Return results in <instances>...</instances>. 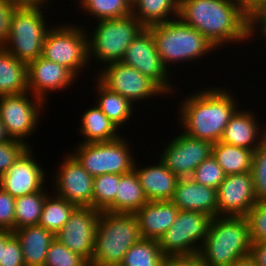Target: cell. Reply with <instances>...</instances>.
Instances as JSON below:
<instances>
[{
  "mask_svg": "<svg viewBox=\"0 0 266 266\" xmlns=\"http://www.w3.org/2000/svg\"><path fill=\"white\" fill-rule=\"evenodd\" d=\"M178 18L198 30L216 49L251 38V14L232 0H179Z\"/></svg>",
  "mask_w": 266,
  "mask_h": 266,
  "instance_id": "1",
  "label": "cell"
},
{
  "mask_svg": "<svg viewBox=\"0 0 266 266\" xmlns=\"http://www.w3.org/2000/svg\"><path fill=\"white\" fill-rule=\"evenodd\" d=\"M188 95L177 110L178 121L185 129L181 132L212 144L219 142L229 120L239 109L235 96L222 86L206 87Z\"/></svg>",
  "mask_w": 266,
  "mask_h": 266,
  "instance_id": "2",
  "label": "cell"
},
{
  "mask_svg": "<svg viewBox=\"0 0 266 266\" xmlns=\"http://www.w3.org/2000/svg\"><path fill=\"white\" fill-rule=\"evenodd\" d=\"M251 244L245 217L216 216L198 255L204 266H229L249 256Z\"/></svg>",
  "mask_w": 266,
  "mask_h": 266,
  "instance_id": "3",
  "label": "cell"
},
{
  "mask_svg": "<svg viewBox=\"0 0 266 266\" xmlns=\"http://www.w3.org/2000/svg\"><path fill=\"white\" fill-rule=\"evenodd\" d=\"M141 238L134 213L101 211L90 266H119L125 253Z\"/></svg>",
  "mask_w": 266,
  "mask_h": 266,
  "instance_id": "4",
  "label": "cell"
},
{
  "mask_svg": "<svg viewBox=\"0 0 266 266\" xmlns=\"http://www.w3.org/2000/svg\"><path fill=\"white\" fill-rule=\"evenodd\" d=\"M146 28L151 32L156 49L169 70L172 67L170 64L174 66L181 61L180 64L199 60L216 49L198 30L180 18Z\"/></svg>",
  "mask_w": 266,
  "mask_h": 266,
  "instance_id": "5",
  "label": "cell"
},
{
  "mask_svg": "<svg viewBox=\"0 0 266 266\" xmlns=\"http://www.w3.org/2000/svg\"><path fill=\"white\" fill-rule=\"evenodd\" d=\"M47 4L19 6L12 11L9 34L2 47L25 64L42 55L46 34L52 27L43 14Z\"/></svg>",
  "mask_w": 266,
  "mask_h": 266,
  "instance_id": "6",
  "label": "cell"
},
{
  "mask_svg": "<svg viewBox=\"0 0 266 266\" xmlns=\"http://www.w3.org/2000/svg\"><path fill=\"white\" fill-rule=\"evenodd\" d=\"M96 24L94 33H88L89 61L95 58L103 66L121 62L127 47L145 28L132 13L121 18L98 20Z\"/></svg>",
  "mask_w": 266,
  "mask_h": 266,
  "instance_id": "7",
  "label": "cell"
},
{
  "mask_svg": "<svg viewBox=\"0 0 266 266\" xmlns=\"http://www.w3.org/2000/svg\"><path fill=\"white\" fill-rule=\"evenodd\" d=\"M122 136L112 141L76 144L77 148L70 154L93 178L103 174H127L134 170L136 158L130 143Z\"/></svg>",
  "mask_w": 266,
  "mask_h": 266,
  "instance_id": "8",
  "label": "cell"
},
{
  "mask_svg": "<svg viewBox=\"0 0 266 266\" xmlns=\"http://www.w3.org/2000/svg\"><path fill=\"white\" fill-rule=\"evenodd\" d=\"M58 24L47 32L41 57L65 66L77 77L90 65L87 31L79 25Z\"/></svg>",
  "mask_w": 266,
  "mask_h": 266,
  "instance_id": "9",
  "label": "cell"
},
{
  "mask_svg": "<svg viewBox=\"0 0 266 266\" xmlns=\"http://www.w3.org/2000/svg\"><path fill=\"white\" fill-rule=\"evenodd\" d=\"M212 219L213 217L199 211L179 210L172 226L158 239L163 255L198 254Z\"/></svg>",
  "mask_w": 266,
  "mask_h": 266,
  "instance_id": "10",
  "label": "cell"
},
{
  "mask_svg": "<svg viewBox=\"0 0 266 266\" xmlns=\"http://www.w3.org/2000/svg\"><path fill=\"white\" fill-rule=\"evenodd\" d=\"M46 104L48 103L29 91L17 95L0 96V119L10 138L22 141L30 147L31 144L26 139H29L37 130L40 116H43L40 113L41 111L44 113L43 107L48 106Z\"/></svg>",
  "mask_w": 266,
  "mask_h": 266,
  "instance_id": "11",
  "label": "cell"
},
{
  "mask_svg": "<svg viewBox=\"0 0 266 266\" xmlns=\"http://www.w3.org/2000/svg\"><path fill=\"white\" fill-rule=\"evenodd\" d=\"M100 68L101 71L98 70L95 77L111 91L119 93L133 104L167 95L153 80L127 64L114 62Z\"/></svg>",
  "mask_w": 266,
  "mask_h": 266,
  "instance_id": "12",
  "label": "cell"
},
{
  "mask_svg": "<svg viewBox=\"0 0 266 266\" xmlns=\"http://www.w3.org/2000/svg\"><path fill=\"white\" fill-rule=\"evenodd\" d=\"M121 62L153 80L165 94L174 96V91H178L173 87L175 84H171V79H169L171 70L164 65L156 49L154 38L146 27L127 47Z\"/></svg>",
  "mask_w": 266,
  "mask_h": 266,
  "instance_id": "13",
  "label": "cell"
},
{
  "mask_svg": "<svg viewBox=\"0 0 266 266\" xmlns=\"http://www.w3.org/2000/svg\"><path fill=\"white\" fill-rule=\"evenodd\" d=\"M175 137L167 143L159 159L177 177L189 178L194 170L212 155L213 144L184 132Z\"/></svg>",
  "mask_w": 266,
  "mask_h": 266,
  "instance_id": "14",
  "label": "cell"
},
{
  "mask_svg": "<svg viewBox=\"0 0 266 266\" xmlns=\"http://www.w3.org/2000/svg\"><path fill=\"white\" fill-rule=\"evenodd\" d=\"M54 174L53 192L77 207L93 208L94 178L68 152Z\"/></svg>",
  "mask_w": 266,
  "mask_h": 266,
  "instance_id": "15",
  "label": "cell"
},
{
  "mask_svg": "<svg viewBox=\"0 0 266 266\" xmlns=\"http://www.w3.org/2000/svg\"><path fill=\"white\" fill-rule=\"evenodd\" d=\"M100 213L92 207H77L55 239L91 263Z\"/></svg>",
  "mask_w": 266,
  "mask_h": 266,
  "instance_id": "16",
  "label": "cell"
},
{
  "mask_svg": "<svg viewBox=\"0 0 266 266\" xmlns=\"http://www.w3.org/2000/svg\"><path fill=\"white\" fill-rule=\"evenodd\" d=\"M217 216L245 217L257 202L252 172L226 175L217 189Z\"/></svg>",
  "mask_w": 266,
  "mask_h": 266,
  "instance_id": "17",
  "label": "cell"
},
{
  "mask_svg": "<svg viewBox=\"0 0 266 266\" xmlns=\"http://www.w3.org/2000/svg\"><path fill=\"white\" fill-rule=\"evenodd\" d=\"M32 152L28 147L0 177V186L14 198L41 191L45 186L46 171Z\"/></svg>",
  "mask_w": 266,
  "mask_h": 266,
  "instance_id": "18",
  "label": "cell"
},
{
  "mask_svg": "<svg viewBox=\"0 0 266 266\" xmlns=\"http://www.w3.org/2000/svg\"><path fill=\"white\" fill-rule=\"evenodd\" d=\"M28 91L47 102L52 91H65L77 78L68 68L39 57L27 64ZM72 82V83H71ZM49 91V93H48Z\"/></svg>",
  "mask_w": 266,
  "mask_h": 266,
  "instance_id": "19",
  "label": "cell"
},
{
  "mask_svg": "<svg viewBox=\"0 0 266 266\" xmlns=\"http://www.w3.org/2000/svg\"><path fill=\"white\" fill-rule=\"evenodd\" d=\"M171 201L180 210L199 211L217 216V190L189 178H180Z\"/></svg>",
  "mask_w": 266,
  "mask_h": 266,
  "instance_id": "20",
  "label": "cell"
},
{
  "mask_svg": "<svg viewBox=\"0 0 266 266\" xmlns=\"http://www.w3.org/2000/svg\"><path fill=\"white\" fill-rule=\"evenodd\" d=\"M256 117L250 110L245 111L240 107L229 120L220 142L255 151L266 139V128H259L261 126Z\"/></svg>",
  "mask_w": 266,
  "mask_h": 266,
  "instance_id": "21",
  "label": "cell"
},
{
  "mask_svg": "<svg viewBox=\"0 0 266 266\" xmlns=\"http://www.w3.org/2000/svg\"><path fill=\"white\" fill-rule=\"evenodd\" d=\"M172 201H148L134 214L142 238L160 239L172 226L179 212Z\"/></svg>",
  "mask_w": 266,
  "mask_h": 266,
  "instance_id": "22",
  "label": "cell"
},
{
  "mask_svg": "<svg viewBox=\"0 0 266 266\" xmlns=\"http://www.w3.org/2000/svg\"><path fill=\"white\" fill-rule=\"evenodd\" d=\"M158 162L155 165L140 167L136 160L134 171L148 201H171L180 178L174 175L160 159Z\"/></svg>",
  "mask_w": 266,
  "mask_h": 266,
  "instance_id": "23",
  "label": "cell"
},
{
  "mask_svg": "<svg viewBox=\"0 0 266 266\" xmlns=\"http://www.w3.org/2000/svg\"><path fill=\"white\" fill-rule=\"evenodd\" d=\"M18 239L25 266H44L47 251L55 234L38 225L26 226L13 231Z\"/></svg>",
  "mask_w": 266,
  "mask_h": 266,
  "instance_id": "24",
  "label": "cell"
},
{
  "mask_svg": "<svg viewBox=\"0 0 266 266\" xmlns=\"http://www.w3.org/2000/svg\"><path fill=\"white\" fill-rule=\"evenodd\" d=\"M28 92L27 64L0 46V96Z\"/></svg>",
  "mask_w": 266,
  "mask_h": 266,
  "instance_id": "25",
  "label": "cell"
},
{
  "mask_svg": "<svg viewBox=\"0 0 266 266\" xmlns=\"http://www.w3.org/2000/svg\"><path fill=\"white\" fill-rule=\"evenodd\" d=\"M79 124V132L84 136L81 143L112 141L121 136L120 129L94 104L82 113Z\"/></svg>",
  "mask_w": 266,
  "mask_h": 266,
  "instance_id": "26",
  "label": "cell"
},
{
  "mask_svg": "<svg viewBox=\"0 0 266 266\" xmlns=\"http://www.w3.org/2000/svg\"><path fill=\"white\" fill-rule=\"evenodd\" d=\"M93 79L96 81V97L98 96L95 104L118 128H121L124 124L126 125V122H128L134 114V104L119 93L111 91L98 79Z\"/></svg>",
  "mask_w": 266,
  "mask_h": 266,
  "instance_id": "27",
  "label": "cell"
},
{
  "mask_svg": "<svg viewBox=\"0 0 266 266\" xmlns=\"http://www.w3.org/2000/svg\"><path fill=\"white\" fill-rule=\"evenodd\" d=\"M132 14L145 27L169 22L179 17V0H137Z\"/></svg>",
  "mask_w": 266,
  "mask_h": 266,
  "instance_id": "28",
  "label": "cell"
},
{
  "mask_svg": "<svg viewBox=\"0 0 266 266\" xmlns=\"http://www.w3.org/2000/svg\"><path fill=\"white\" fill-rule=\"evenodd\" d=\"M147 202L136 172L133 170L120 175L115 197V213H135Z\"/></svg>",
  "mask_w": 266,
  "mask_h": 266,
  "instance_id": "29",
  "label": "cell"
},
{
  "mask_svg": "<svg viewBox=\"0 0 266 266\" xmlns=\"http://www.w3.org/2000/svg\"><path fill=\"white\" fill-rule=\"evenodd\" d=\"M253 150L216 142L212 146V155L226 175L251 172Z\"/></svg>",
  "mask_w": 266,
  "mask_h": 266,
  "instance_id": "30",
  "label": "cell"
},
{
  "mask_svg": "<svg viewBox=\"0 0 266 266\" xmlns=\"http://www.w3.org/2000/svg\"><path fill=\"white\" fill-rule=\"evenodd\" d=\"M76 208V205L66 199L49 193L43 204L39 225L56 234L63 228Z\"/></svg>",
  "mask_w": 266,
  "mask_h": 266,
  "instance_id": "31",
  "label": "cell"
},
{
  "mask_svg": "<svg viewBox=\"0 0 266 266\" xmlns=\"http://www.w3.org/2000/svg\"><path fill=\"white\" fill-rule=\"evenodd\" d=\"M48 193L44 187L41 191L15 198V230L39 224Z\"/></svg>",
  "mask_w": 266,
  "mask_h": 266,
  "instance_id": "32",
  "label": "cell"
},
{
  "mask_svg": "<svg viewBox=\"0 0 266 266\" xmlns=\"http://www.w3.org/2000/svg\"><path fill=\"white\" fill-rule=\"evenodd\" d=\"M164 258L158 240L141 238L125 253L119 266H161Z\"/></svg>",
  "mask_w": 266,
  "mask_h": 266,
  "instance_id": "33",
  "label": "cell"
},
{
  "mask_svg": "<svg viewBox=\"0 0 266 266\" xmlns=\"http://www.w3.org/2000/svg\"><path fill=\"white\" fill-rule=\"evenodd\" d=\"M82 12L98 20L121 18L132 13L128 0H78Z\"/></svg>",
  "mask_w": 266,
  "mask_h": 266,
  "instance_id": "34",
  "label": "cell"
},
{
  "mask_svg": "<svg viewBox=\"0 0 266 266\" xmlns=\"http://www.w3.org/2000/svg\"><path fill=\"white\" fill-rule=\"evenodd\" d=\"M120 174H103L94 177L93 208L115 213V197Z\"/></svg>",
  "mask_w": 266,
  "mask_h": 266,
  "instance_id": "35",
  "label": "cell"
},
{
  "mask_svg": "<svg viewBox=\"0 0 266 266\" xmlns=\"http://www.w3.org/2000/svg\"><path fill=\"white\" fill-rule=\"evenodd\" d=\"M44 266H90V262L54 239L48 248Z\"/></svg>",
  "mask_w": 266,
  "mask_h": 266,
  "instance_id": "36",
  "label": "cell"
},
{
  "mask_svg": "<svg viewBox=\"0 0 266 266\" xmlns=\"http://www.w3.org/2000/svg\"><path fill=\"white\" fill-rule=\"evenodd\" d=\"M225 177L226 174L219 166L216 158L213 155H210L194 170L190 178L199 184L217 190Z\"/></svg>",
  "mask_w": 266,
  "mask_h": 266,
  "instance_id": "37",
  "label": "cell"
},
{
  "mask_svg": "<svg viewBox=\"0 0 266 266\" xmlns=\"http://www.w3.org/2000/svg\"><path fill=\"white\" fill-rule=\"evenodd\" d=\"M251 172L257 200L266 201V139L253 153Z\"/></svg>",
  "mask_w": 266,
  "mask_h": 266,
  "instance_id": "38",
  "label": "cell"
},
{
  "mask_svg": "<svg viewBox=\"0 0 266 266\" xmlns=\"http://www.w3.org/2000/svg\"><path fill=\"white\" fill-rule=\"evenodd\" d=\"M252 243H266V201H258L245 215Z\"/></svg>",
  "mask_w": 266,
  "mask_h": 266,
  "instance_id": "39",
  "label": "cell"
},
{
  "mask_svg": "<svg viewBox=\"0 0 266 266\" xmlns=\"http://www.w3.org/2000/svg\"><path fill=\"white\" fill-rule=\"evenodd\" d=\"M28 147L24 142L15 139L0 143V177L7 172Z\"/></svg>",
  "mask_w": 266,
  "mask_h": 266,
  "instance_id": "40",
  "label": "cell"
},
{
  "mask_svg": "<svg viewBox=\"0 0 266 266\" xmlns=\"http://www.w3.org/2000/svg\"><path fill=\"white\" fill-rule=\"evenodd\" d=\"M15 198L0 186V230H15Z\"/></svg>",
  "mask_w": 266,
  "mask_h": 266,
  "instance_id": "41",
  "label": "cell"
},
{
  "mask_svg": "<svg viewBox=\"0 0 266 266\" xmlns=\"http://www.w3.org/2000/svg\"><path fill=\"white\" fill-rule=\"evenodd\" d=\"M0 266H25L20 243L14 234L2 245Z\"/></svg>",
  "mask_w": 266,
  "mask_h": 266,
  "instance_id": "42",
  "label": "cell"
},
{
  "mask_svg": "<svg viewBox=\"0 0 266 266\" xmlns=\"http://www.w3.org/2000/svg\"><path fill=\"white\" fill-rule=\"evenodd\" d=\"M15 7L7 0H0V46L4 44L8 37L10 18Z\"/></svg>",
  "mask_w": 266,
  "mask_h": 266,
  "instance_id": "43",
  "label": "cell"
},
{
  "mask_svg": "<svg viewBox=\"0 0 266 266\" xmlns=\"http://www.w3.org/2000/svg\"><path fill=\"white\" fill-rule=\"evenodd\" d=\"M161 266H204L198 254L187 256H168L163 259Z\"/></svg>",
  "mask_w": 266,
  "mask_h": 266,
  "instance_id": "44",
  "label": "cell"
},
{
  "mask_svg": "<svg viewBox=\"0 0 266 266\" xmlns=\"http://www.w3.org/2000/svg\"><path fill=\"white\" fill-rule=\"evenodd\" d=\"M250 256L257 266H266V243H252Z\"/></svg>",
  "mask_w": 266,
  "mask_h": 266,
  "instance_id": "45",
  "label": "cell"
},
{
  "mask_svg": "<svg viewBox=\"0 0 266 266\" xmlns=\"http://www.w3.org/2000/svg\"><path fill=\"white\" fill-rule=\"evenodd\" d=\"M257 30H259V34H261L260 36L266 44V19L251 15V38L256 37Z\"/></svg>",
  "mask_w": 266,
  "mask_h": 266,
  "instance_id": "46",
  "label": "cell"
},
{
  "mask_svg": "<svg viewBox=\"0 0 266 266\" xmlns=\"http://www.w3.org/2000/svg\"><path fill=\"white\" fill-rule=\"evenodd\" d=\"M239 3L251 15H254L262 5L263 0H232Z\"/></svg>",
  "mask_w": 266,
  "mask_h": 266,
  "instance_id": "47",
  "label": "cell"
},
{
  "mask_svg": "<svg viewBox=\"0 0 266 266\" xmlns=\"http://www.w3.org/2000/svg\"><path fill=\"white\" fill-rule=\"evenodd\" d=\"M7 1L15 5L16 7H19V6H37L52 0H7Z\"/></svg>",
  "mask_w": 266,
  "mask_h": 266,
  "instance_id": "48",
  "label": "cell"
},
{
  "mask_svg": "<svg viewBox=\"0 0 266 266\" xmlns=\"http://www.w3.org/2000/svg\"><path fill=\"white\" fill-rule=\"evenodd\" d=\"M229 266H257L256 261L249 255L238 260H235Z\"/></svg>",
  "mask_w": 266,
  "mask_h": 266,
  "instance_id": "49",
  "label": "cell"
},
{
  "mask_svg": "<svg viewBox=\"0 0 266 266\" xmlns=\"http://www.w3.org/2000/svg\"><path fill=\"white\" fill-rule=\"evenodd\" d=\"M13 235V231L10 230H0V259L2 254V245H4L7 240Z\"/></svg>",
  "mask_w": 266,
  "mask_h": 266,
  "instance_id": "50",
  "label": "cell"
},
{
  "mask_svg": "<svg viewBox=\"0 0 266 266\" xmlns=\"http://www.w3.org/2000/svg\"><path fill=\"white\" fill-rule=\"evenodd\" d=\"M9 140H11V138L8 135L6 128L0 119V143L4 141H9Z\"/></svg>",
  "mask_w": 266,
  "mask_h": 266,
  "instance_id": "51",
  "label": "cell"
},
{
  "mask_svg": "<svg viewBox=\"0 0 266 266\" xmlns=\"http://www.w3.org/2000/svg\"><path fill=\"white\" fill-rule=\"evenodd\" d=\"M257 18H264L266 19V0H263L262 5L257 10V12L254 14Z\"/></svg>",
  "mask_w": 266,
  "mask_h": 266,
  "instance_id": "52",
  "label": "cell"
},
{
  "mask_svg": "<svg viewBox=\"0 0 266 266\" xmlns=\"http://www.w3.org/2000/svg\"><path fill=\"white\" fill-rule=\"evenodd\" d=\"M130 2L131 5H133L135 3V1L137 0H128Z\"/></svg>",
  "mask_w": 266,
  "mask_h": 266,
  "instance_id": "53",
  "label": "cell"
}]
</instances>
